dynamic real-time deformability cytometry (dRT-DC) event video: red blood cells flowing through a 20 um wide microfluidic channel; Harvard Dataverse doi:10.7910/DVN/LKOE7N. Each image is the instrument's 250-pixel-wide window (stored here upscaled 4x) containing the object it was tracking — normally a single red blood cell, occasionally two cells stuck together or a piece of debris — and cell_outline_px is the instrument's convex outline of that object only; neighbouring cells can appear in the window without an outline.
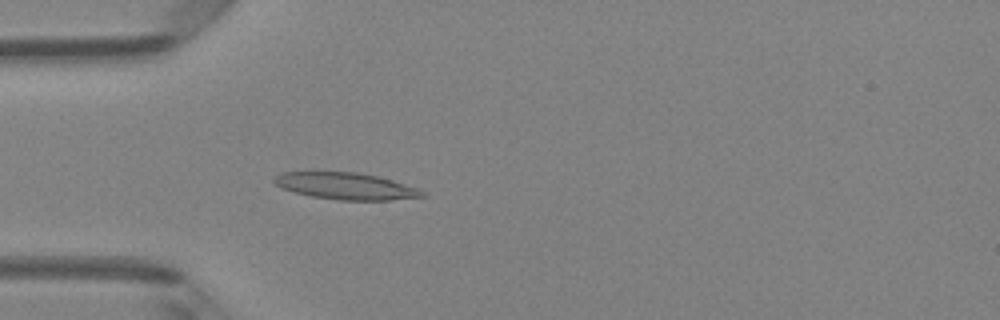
{"species": "Egyptian fruit bat (a non-hibernating species)", "species_latin": "Rousettus aegyptiacus", "temperature_condition": "room temperature", "stored_images_in_passage": 4, "camera_frame_rate_fps": 3000, "um_per_image_px": 0.085, "animal": {"sex": "female"}, "frame": {"image": 1, "passage_image": 4, "time_ms": 3.667, "image_size_px": [1000, 320], "cell_outline_px": [[428, 196], [388, 200], [340, 200], [312, 196], [296, 192], [284, 188], [276, 184], [272, 180], [280, 172], [356, 172], [376, 176], [392, 180], [420, 188]], "centroid_in_image_um": [29.44, 15.81], "position_along_channel_um": 55.6, "area_um2": 22.89}}